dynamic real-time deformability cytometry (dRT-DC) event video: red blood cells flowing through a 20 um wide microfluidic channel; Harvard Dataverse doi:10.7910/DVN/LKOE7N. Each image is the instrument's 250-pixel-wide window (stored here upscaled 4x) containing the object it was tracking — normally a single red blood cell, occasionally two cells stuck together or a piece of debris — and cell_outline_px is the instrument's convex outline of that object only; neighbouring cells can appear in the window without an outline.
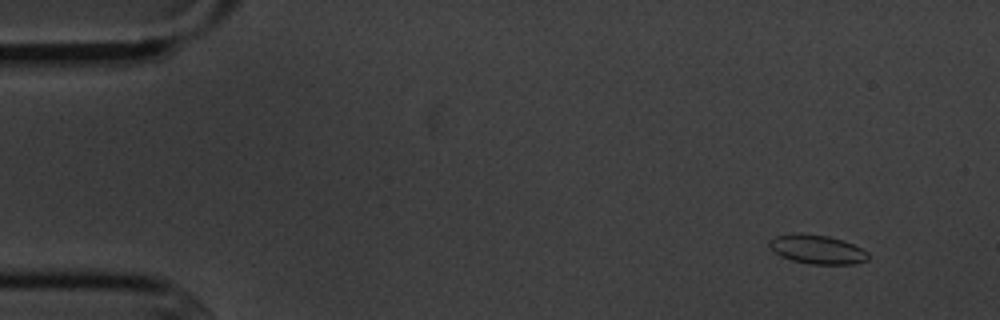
{"species": "common noctule bat (a hibernating species)", "species_latin": "Nyctalus noctula", "temperature_condition": "cold", "stored_images_in_passage": 5, "camera_frame_rate_fps": 3000, "um_per_image_px": 0.085, "animal": {"sex": "male", "body_mass_g": 20.1, "forearm_length_mm": 53.5}, "frame": {"image": 1, "passage_image": 2, "time_ms": 1.0, "image_size_px": [1000, 320], "cell_outline_px": [[868, 260], [852, 264], [812, 264], [792, 260], [780, 256], [768, 244], [768, 240], [776, 236], [800, 232], [804, 232], [828, 236], [852, 244], [868, 252]], "centroid_in_image_um": [69.44, 21.19], "position_along_channel_um": 15.6, "area_um2": 16.59}}